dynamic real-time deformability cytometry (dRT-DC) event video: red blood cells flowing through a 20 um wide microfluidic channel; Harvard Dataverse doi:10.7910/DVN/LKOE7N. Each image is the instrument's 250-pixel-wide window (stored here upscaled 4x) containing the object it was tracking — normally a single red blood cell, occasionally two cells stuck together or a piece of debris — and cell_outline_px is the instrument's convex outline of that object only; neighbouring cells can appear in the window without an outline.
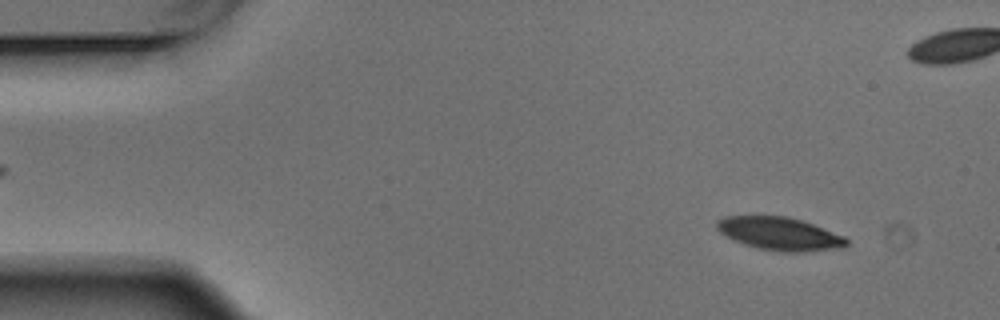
{"species": "Egyptian fruit bat (a non-hibernating species)", "species_latin": "Rousettus aegyptiacus", "temperature_condition": "warm", "stored_images_in_passage": 5, "camera_frame_rate_fps": 3000, "um_per_image_px": 0.085, "animal": {"sex": "male"}, "frame": {"image": 1, "passage_image": 1, "time_ms": 0.0, "image_size_px": [1000, 320], "cell_outline_px": [[848, 244], [844, 248], [800, 252], [780, 252], [756, 248], [732, 240], [720, 232], [716, 228], [716, 220], [724, 216], [788, 216], [812, 224], [844, 236], [848, 240]], "centroid_in_image_um": [66.25, 19.87], "position_along_channel_um": 18.8, "area_um2": 25.09}}